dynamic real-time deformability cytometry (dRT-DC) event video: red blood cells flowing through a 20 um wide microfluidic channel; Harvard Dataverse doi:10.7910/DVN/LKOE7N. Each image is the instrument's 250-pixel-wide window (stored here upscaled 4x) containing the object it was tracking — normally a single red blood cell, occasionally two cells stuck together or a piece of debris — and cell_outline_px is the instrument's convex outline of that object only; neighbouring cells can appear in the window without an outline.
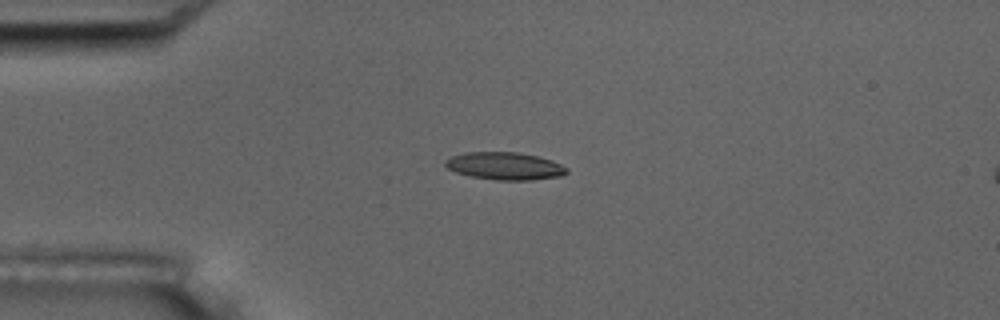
{"species": "common noctule bat (a hibernating species)", "species_latin": "Nyctalus noctula", "temperature_condition": "room temperature", "stored_images_in_passage": 4, "camera_frame_rate_fps": 3000, "um_per_image_px": 0.085, "animal": {"sex": "male", "body_mass_g": 17.5, "forearm_length_mm": 52.3}, "frame": {"image": 1, "passage_image": 3, "time_ms": 2.333, "image_size_px": [1000, 320], "cell_outline_px": [[568, 172], [560, 176], [532, 180], [496, 180], [472, 176], [456, 172], [448, 168], [444, 164], [444, 160], [452, 156], [464, 152], [516, 152], [536, 156], [552, 160], [568, 168]], "centroid_in_image_um": [42.9, 14.11], "position_along_channel_um": 42.1, "area_um2": 19.42}}